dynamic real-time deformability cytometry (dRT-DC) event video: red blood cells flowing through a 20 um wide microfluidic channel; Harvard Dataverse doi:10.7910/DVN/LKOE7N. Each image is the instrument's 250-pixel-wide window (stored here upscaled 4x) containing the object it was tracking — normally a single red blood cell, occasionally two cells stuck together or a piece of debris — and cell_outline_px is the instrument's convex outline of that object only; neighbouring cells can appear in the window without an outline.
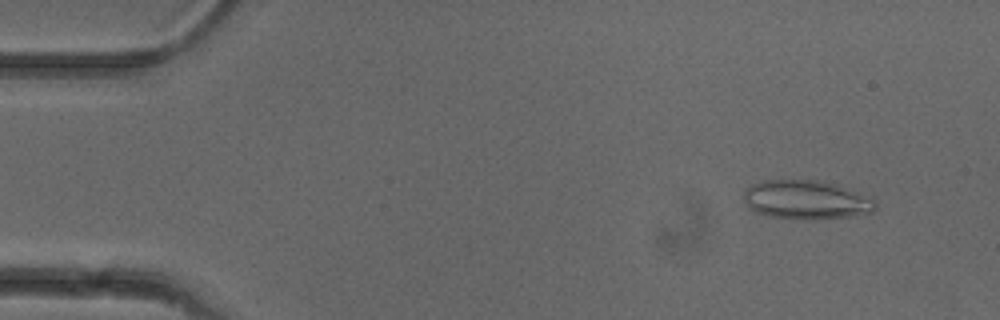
{"species": "common noctule bat (a hibernating species)", "species_latin": "Nyctalus noctula", "temperature_condition": "cold", "stored_images_in_passage": 51, "camera_frame_rate_fps": 3000, "um_per_image_px": 0.085, "animal": {"sex": "female"}, "frame": {"image": 1, "passage_image": 5, "time_ms": 1.333, "image_size_px": [1000, 320], "cell_outline_px": [[876, 208], [872, 212], [848, 216], [820, 220], [796, 220], [772, 216], [756, 212], [744, 200], [744, 192], [752, 184], [760, 180], [824, 180], [872, 196], [876, 200]], "centroid_in_image_um": [68.59, 16.98], "position_along_channel_um": 16.4, "area_um2": 30.29}}
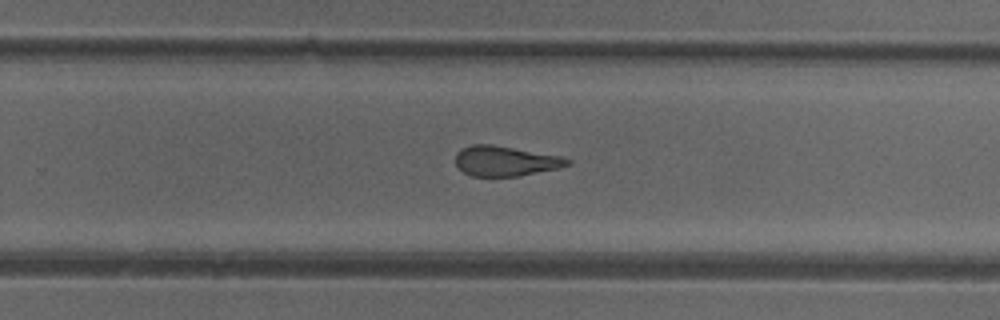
{"frame": {"image": 2, "passage_image": 33, "time_ms": 10.667, "image_size_px": [1000, 320], "cell_outline_px": [[572, 164], [556, 168], [516, 176], [472, 176], [464, 172], [456, 164], [456, 152], [460, 148], [472, 144], [492, 144], [564, 156], [572, 160]], "centroid_in_image_um": [42.97, 13.66], "position_along_channel_um": 286.8, "area_um2": 19.65}}
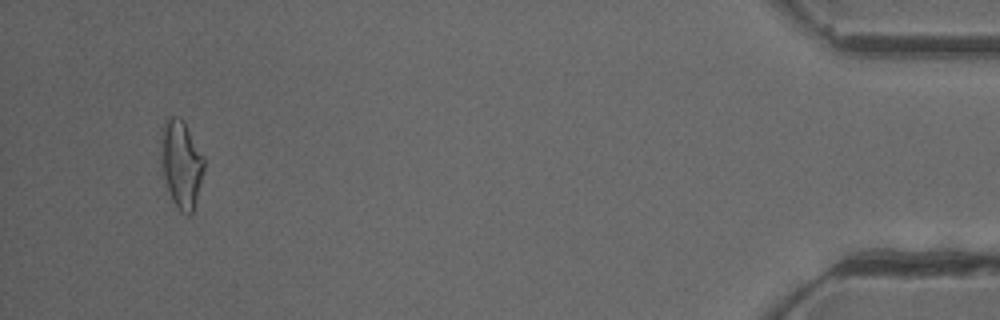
{"frame": {"image": 3, "passage_image": 49, "time_ms": 16.0, "image_size_px": [1000, 320], "cell_outline_px": [[204, 168], [192, 212], [188, 216], [180, 212], [176, 208], [172, 200], [160, 168], [160, 128], [164, 120], [168, 116], [180, 116], [184, 120], [204, 156]], "centroid_in_image_um": [15.35, 13.86], "position_along_channel_um": 419.8, "area_um2": 22.54}, "authors_computed_cell_mechanics": {"area_um2": 21.3282, "velocity_mm_per_s": 4.0022, "shape_relaxation_time_tau1_ms": 8.2531, "shape_relaxation_time_tau2_ms": 2.0737, "deformation_change_tau1": 0.2146, "deformation_change_tau2": 0.1207}}